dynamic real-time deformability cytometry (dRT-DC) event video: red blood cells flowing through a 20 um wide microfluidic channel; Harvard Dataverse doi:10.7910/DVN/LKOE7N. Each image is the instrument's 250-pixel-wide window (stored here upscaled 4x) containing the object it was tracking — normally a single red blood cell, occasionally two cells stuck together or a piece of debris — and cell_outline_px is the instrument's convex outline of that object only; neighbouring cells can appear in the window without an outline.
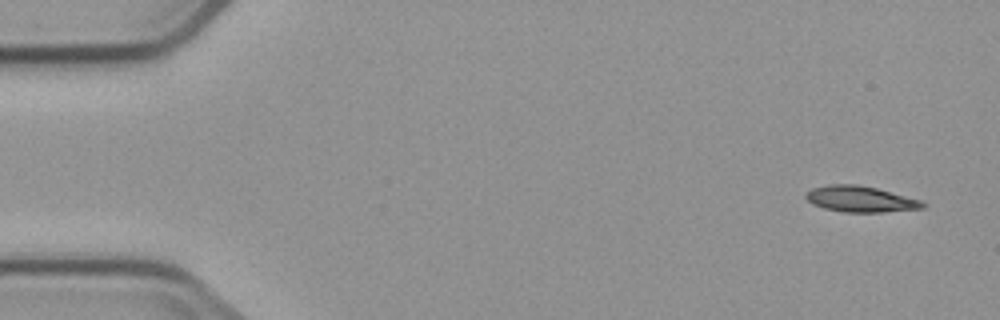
{"species": "common noctule bat (a hibernating species)", "species_latin": "Nyctalus noctula", "temperature_condition": "cold", "stored_images_in_passage": 5, "camera_frame_rate_fps": 3000, "um_per_image_px": 0.085, "animal": {"sex": "male", "body_mass_g": 23.1, "forearm_length_mm": 52.7}, "frame": {"image": 1, "passage_image": 1, "time_ms": 0.0, "image_size_px": [1000, 320], "cell_outline_px": [[928, 204], [924, 208], [884, 212], [844, 212], [824, 208], [812, 204], [804, 196], [812, 188], [828, 184], [856, 184], [876, 188], [920, 200]], "centroid_in_image_um": [73.13, 16.92], "position_along_channel_um": 11.9, "area_um2": 17.63}}